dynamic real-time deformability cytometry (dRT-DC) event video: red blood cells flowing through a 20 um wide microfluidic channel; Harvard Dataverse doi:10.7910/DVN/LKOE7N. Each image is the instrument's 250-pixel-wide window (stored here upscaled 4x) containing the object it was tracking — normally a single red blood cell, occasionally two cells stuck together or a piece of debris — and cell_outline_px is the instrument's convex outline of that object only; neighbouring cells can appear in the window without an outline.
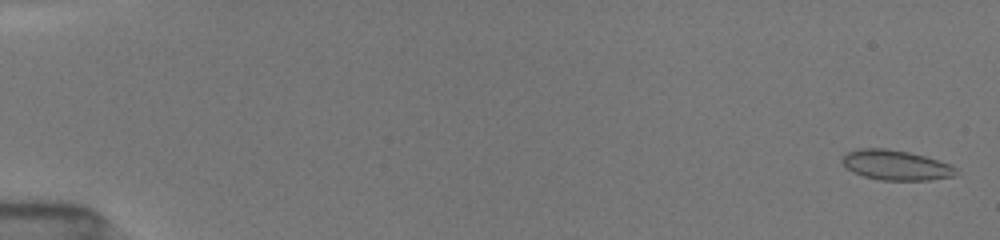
{"species": "common noctule bat (a hibernating species)", "species_latin": "Nyctalus noctula", "temperature_condition": "room temperature", "stored_images_in_passage": 31, "camera_frame_rate_fps": 3000, "um_per_image_px": 0.085, "animal": {"sex": "female", "body_mass_g": 19.5, "forearm_length_mm": 54.1}, "frame": {"image": 1, "passage_image": 2, "time_ms": 0.333, "image_size_px": [1000, 240], "cell_outline_px": [[956, 176], [928, 180], [880, 180], [864, 176], [852, 172], [840, 160], [848, 152], [860, 148], [888, 148], [908, 152], [924, 156], [948, 164], [956, 168]], "centroid_in_image_um": [76.13, 14.04], "position_along_channel_um": 8.9, "area_um2": 19.71}}
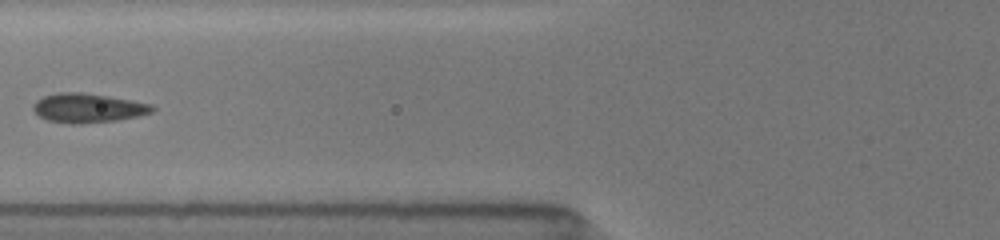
{"frame": {"image": 2, "passage_image": 19, "time_ms": 7.333, "image_size_px": [1000, 240], "cell_outline_px": [[156, 108], [152, 112], [136, 116], [116, 120], [80, 124], [72, 124], [48, 120], [40, 116], [32, 108], [32, 104], [36, 100], [44, 96], [56, 92], [84, 92], [132, 100], [152, 104]], "centroid_in_image_um": [7.46, 9.17], "position_along_channel_um": 118.3, "area_um2": 20.29}}
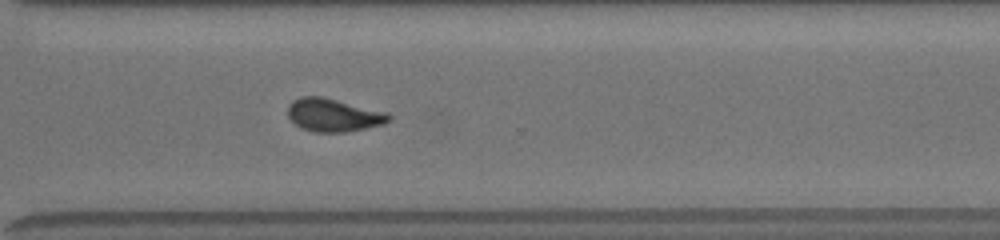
{"frame": {"image": 3, "passage_image": 31, "time_ms": 13.0, "image_size_px": [1000, 240], "cell_outline_px": [[392, 120], [384, 124], [344, 132], [316, 132], [300, 128], [288, 116], [288, 104], [292, 100], [300, 96], [320, 96], [388, 112], [392, 116]], "centroid_in_image_um": [28.35, 9.77], "position_along_channel_um": 342.3, "area_um2": 19.48}}